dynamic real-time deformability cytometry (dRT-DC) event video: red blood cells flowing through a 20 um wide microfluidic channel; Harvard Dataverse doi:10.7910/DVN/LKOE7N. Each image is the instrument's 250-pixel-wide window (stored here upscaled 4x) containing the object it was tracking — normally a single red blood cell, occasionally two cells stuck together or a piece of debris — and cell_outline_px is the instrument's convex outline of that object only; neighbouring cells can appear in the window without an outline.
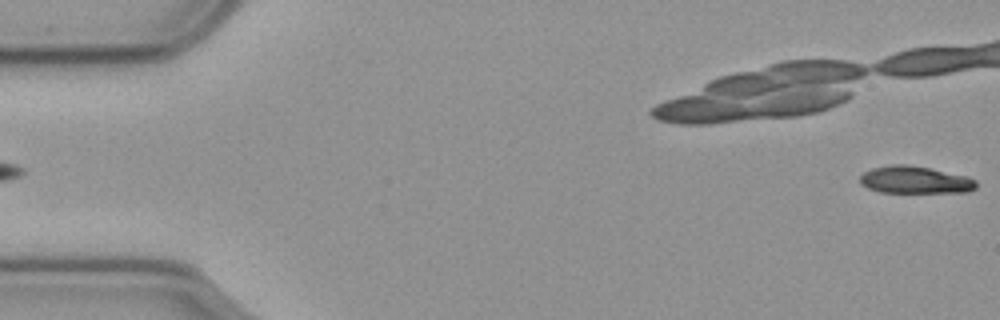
{"species": "common noctule bat (a hibernating species)", "species_latin": "Nyctalus noctula", "temperature_condition": "cold", "stored_images_in_passage": 48, "camera_frame_rate_fps": 3000, "um_per_image_px": 0.085, "animal": {"sex": "male", "body_mass_g": 23.1, "forearm_length_mm": 52.7}, "frame": {"image": 1, "passage_image": 1, "time_ms": 0.0, "image_size_px": [1000, 320], "cell_outline_px": [[976, 188], [964, 192], [880, 192], [868, 188], [860, 184], [860, 176], [864, 172], [872, 168], [892, 164], [908, 164], [928, 168], [964, 176], [976, 180]], "centroid_in_image_um": [77.72, 15.29], "position_along_channel_um": 7.3, "area_um2": 18.26}, "authors_computed_cell_mechanics": {"area_um2": 20.0277, "velocity_mm_per_s": 3.5768, "shape_relaxation_time_tau1_ms": 4.8264, "shape_relaxation_time_tau2_ms": null, "deformation_change_tau1": 0.1138, "deformation_change_tau2": null}}